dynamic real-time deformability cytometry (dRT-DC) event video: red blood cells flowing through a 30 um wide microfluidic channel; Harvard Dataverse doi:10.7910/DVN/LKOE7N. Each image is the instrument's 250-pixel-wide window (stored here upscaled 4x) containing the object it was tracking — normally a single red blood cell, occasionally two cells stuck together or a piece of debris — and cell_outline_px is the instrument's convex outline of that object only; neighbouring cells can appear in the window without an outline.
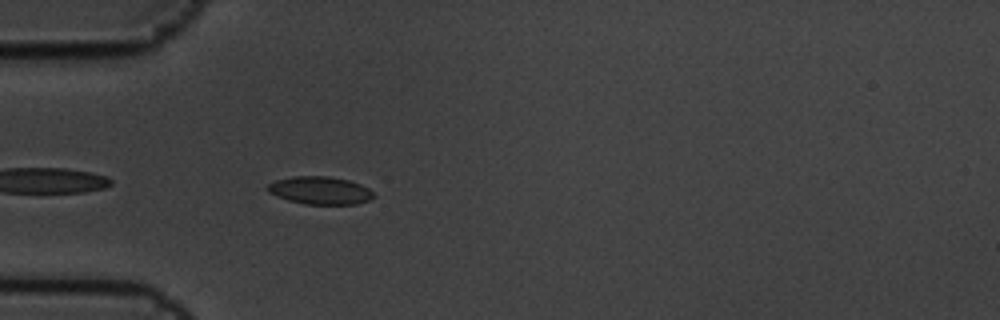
{"species": "common noctule bat (a hibernating species)", "species_latin": "Nyctalus noctula", "temperature_condition": "cold", "stored_images_in_passage": 3, "camera_frame_rate_fps": 3000, "um_per_image_px": 0.085, "animal": {"sex": "male", "body_mass_g": 19.5, "forearm_length_mm": 54.6}, "frame": {"image": 1, "passage_image": 3, "time_ms": 0.667, "image_size_px": [1000, 320], "cell_outline_px": [[376, 196], [368, 200], [356, 204], [304, 204], [288, 200], [276, 196], [268, 192], [264, 188], [268, 184], [276, 180], [292, 176], [328, 176], [348, 180], [360, 184], [368, 188]], "centroid_in_image_um": [27.17, 16.18], "position_along_channel_um": 57.8, "area_um2": 17.22}}